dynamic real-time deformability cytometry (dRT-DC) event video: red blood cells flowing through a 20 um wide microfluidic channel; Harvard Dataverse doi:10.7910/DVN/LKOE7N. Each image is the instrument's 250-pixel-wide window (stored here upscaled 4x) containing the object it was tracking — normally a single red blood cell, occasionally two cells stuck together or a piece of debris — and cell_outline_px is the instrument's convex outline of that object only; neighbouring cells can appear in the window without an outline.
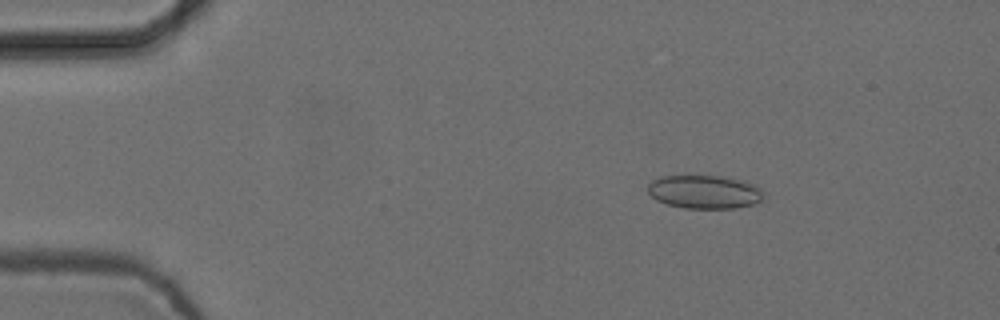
{"species": "common noctule bat (a hibernating species)", "species_latin": "Nyctalus noctula", "temperature_condition": "cold", "stored_images_in_passage": 5, "camera_frame_rate_fps": 3000, "um_per_image_px": 0.085, "animal": {"sex": "female", "body_mass_g": 24.6, "forearm_length_mm": 56.2}, "frame": {"image": 1, "passage_image": 3, "time_ms": 0.667, "image_size_px": [1000, 320], "cell_outline_px": [[760, 200], [752, 204], [736, 208], [684, 208], [668, 204], [656, 200], [648, 192], [648, 184], [652, 180], [660, 176], [720, 176], [744, 180], [760, 188]], "centroid_in_image_um": [59.82, 16.3], "position_along_channel_um": 25.2, "area_um2": 22.31}}
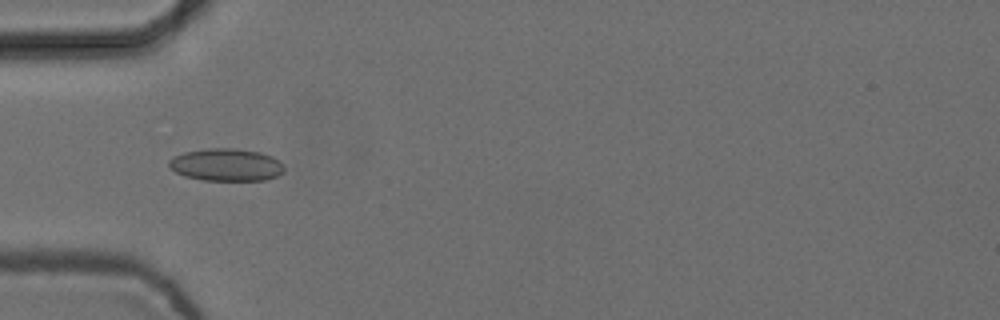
{"frame": {"image": 2, "passage_image": 5, "time_ms": 1.333, "image_size_px": [1000, 320], "cell_outline_px": [[284, 172], [268, 180], [204, 180], [184, 176], [176, 172], [168, 164], [168, 160], [184, 152], [208, 148], [232, 148], [260, 152], [272, 156], [284, 164]], "centroid_in_image_um": [19.26, 14.01], "position_along_channel_um": 65.7, "area_um2": 21.79}}